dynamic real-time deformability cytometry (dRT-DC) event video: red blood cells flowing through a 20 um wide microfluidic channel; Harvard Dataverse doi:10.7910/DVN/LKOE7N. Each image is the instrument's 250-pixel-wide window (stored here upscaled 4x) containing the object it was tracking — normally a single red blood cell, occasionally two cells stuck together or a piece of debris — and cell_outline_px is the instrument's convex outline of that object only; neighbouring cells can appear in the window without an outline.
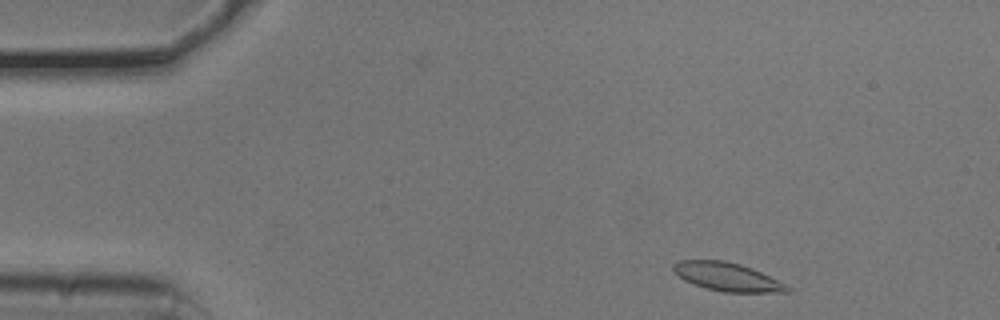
{"species": "common noctule bat (a hibernating species)", "species_latin": "Nyctalus noctula", "temperature_condition": "cold", "stored_images_in_passage": 50, "camera_frame_rate_fps": 3000, "um_per_image_px": 0.085, "animal": {"sex": "male", "body_mass_g": 20.5, "forearm_length_mm": 52.5}, "frame": {"image": 1, "passage_image": 2, "time_ms": 0.333, "image_size_px": [1000, 320], "cell_outline_px": [[792, 292], [724, 292], [708, 288], [684, 280], [672, 268], [672, 264], [680, 260], [724, 260], [740, 264], [752, 268], [792, 288]], "centroid_in_image_um": [61.82, 23.52], "position_along_channel_um": 23.2, "area_um2": 18.5}}
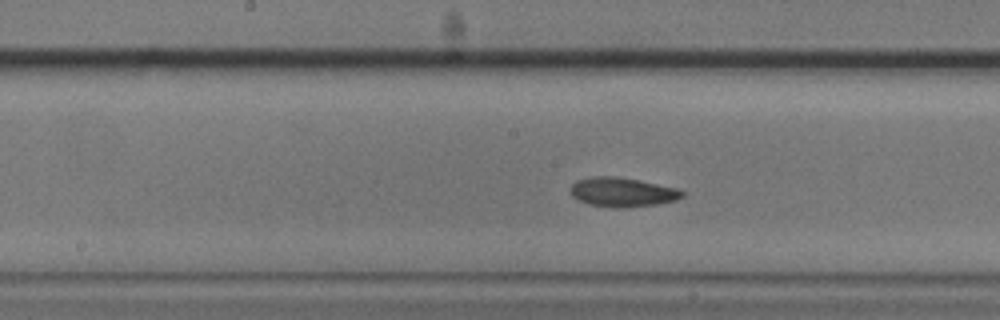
{"frame": {"image": 2, "passage_image": 22, "time_ms": 7.0, "image_size_px": [1000, 320], "cell_outline_px": [[684, 196], [676, 200], [656, 204], [624, 208], [616, 208], [588, 204], [576, 200], [568, 192], [572, 184], [576, 180], [592, 176], [616, 176], [676, 188], [684, 192]], "centroid_in_image_um": [52.83, 16.34], "position_along_channel_um": 195.4, "area_um2": 19.13}}
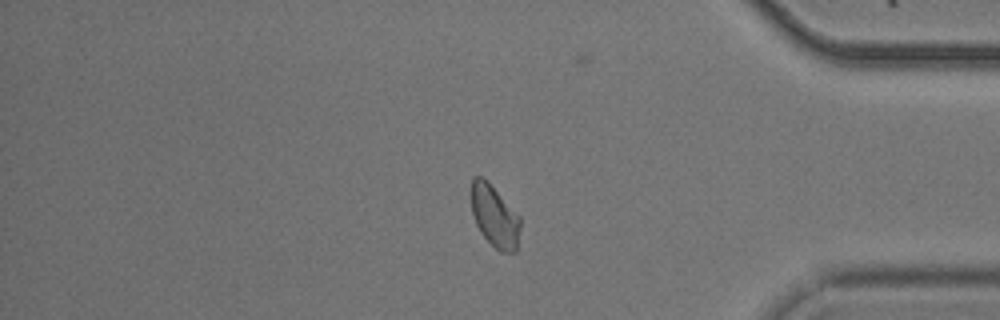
{"frame": {"image": 3, "passage_image": 40, "time_ms": 13.0, "image_size_px": [1000, 320], "cell_outline_px": [[520, 228], [516, 252], [500, 252], [480, 232], [476, 224], [472, 212], [472, 176], [480, 176], [520, 216]], "centroid_in_image_um": [42.05, 18.43], "position_along_channel_um": 393.1, "area_um2": 17.11}, "authors_computed_cell_mechanics": {"area_um2": 18.2359, "velocity_mm_per_s": 3.7298, "shape_relaxation_time_tau1_ms": 8.7086, "shape_relaxation_time_tau2_ms": 6.1564, "deformation_change_tau1": 0.1456, "deformation_change_tau2": 0.0956}}